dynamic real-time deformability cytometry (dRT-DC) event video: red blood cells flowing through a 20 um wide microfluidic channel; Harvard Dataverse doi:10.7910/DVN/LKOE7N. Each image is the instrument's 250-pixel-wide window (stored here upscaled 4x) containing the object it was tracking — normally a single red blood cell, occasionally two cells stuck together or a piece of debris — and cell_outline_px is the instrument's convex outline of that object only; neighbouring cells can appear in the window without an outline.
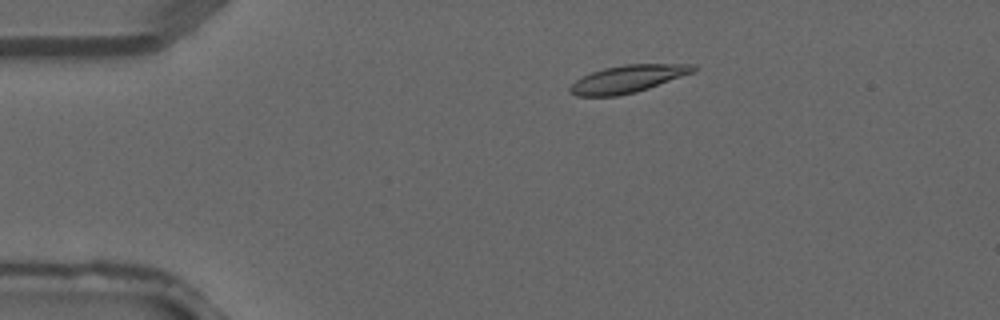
{"species": "common noctule bat (a hibernating species)", "species_latin": "Nyctalus noctula", "temperature_condition": "warm", "stored_images_in_passage": 1, "camera_frame_rate_fps": 3000, "um_per_image_px": 0.085, "animal": {"sex": "male", "forearm_length_mm": 52.5}, "frame": {"image": 1, "passage_image": 1, "time_ms": 0.0, "image_size_px": [1000, 320], "cell_outline_px": [[696, 68], [692, 72], [648, 88], [636, 92], [616, 96], [576, 96], [568, 92], [568, 88], [576, 80], [592, 72], [604, 68], [624, 64], [696, 64]], "centroid_in_image_um": [53.31, 6.71], "position_along_channel_um": 31.7, "area_um2": 19.48}}